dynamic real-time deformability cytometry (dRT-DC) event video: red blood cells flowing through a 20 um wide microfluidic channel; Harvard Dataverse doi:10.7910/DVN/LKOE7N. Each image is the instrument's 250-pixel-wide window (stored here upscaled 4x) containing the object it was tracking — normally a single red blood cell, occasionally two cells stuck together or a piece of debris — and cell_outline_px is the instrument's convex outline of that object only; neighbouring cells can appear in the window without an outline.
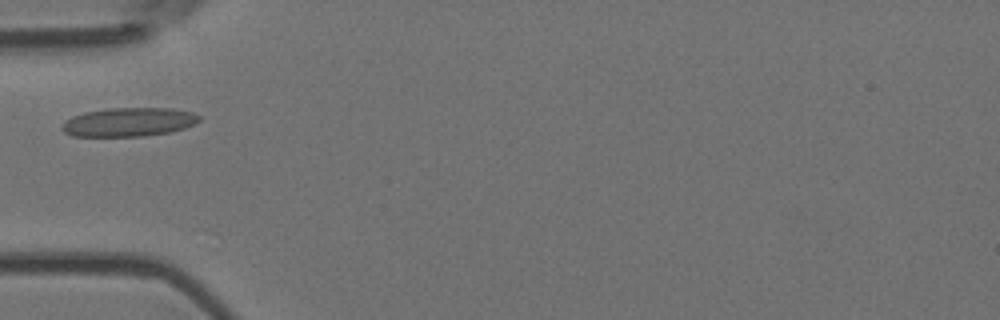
{"species": "Egyptian fruit bat (a non-hibernating species)", "species_latin": "Rousettus aegyptiacus", "temperature_condition": "room temperature", "stored_images_in_passage": 2, "camera_frame_rate_fps": 3000, "um_per_image_px": 0.085, "animal": {"sex": "female"}, "frame": {"image": 1, "passage_image": 1, "time_ms": 0.0, "image_size_px": [1000, 320], "cell_outline_px": [[200, 120], [184, 128], [168, 132], [144, 136], [72, 136], [64, 132], [60, 128], [72, 116], [84, 112], [108, 108], [172, 108], [192, 112], [200, 116]], "centroid_in_image_um": [10.94, 10.37], "position_along_channel_um": 74.1, "area_um2": 22.89}}
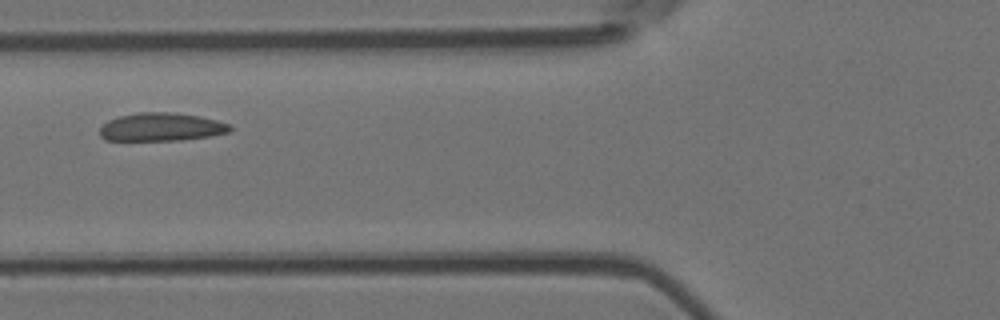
{"frame": {"image": 2, "passage_image": 2, "time_ms": 0.333, "image_size_px": [1000, 320], "cell_outline_px": [[232, 128], [228, 132], [212, 136], [180, 140], [104, 140], [100, 136], [100, 128], [108, 120], [120, 116], [136, 112], [172, 112], [200, 116], [216, 120], [228, 124]], "centroid_in_image_um": [13.7, 10.79], "position_along_channel_um": 112.1, "area_um2": 21.39}}